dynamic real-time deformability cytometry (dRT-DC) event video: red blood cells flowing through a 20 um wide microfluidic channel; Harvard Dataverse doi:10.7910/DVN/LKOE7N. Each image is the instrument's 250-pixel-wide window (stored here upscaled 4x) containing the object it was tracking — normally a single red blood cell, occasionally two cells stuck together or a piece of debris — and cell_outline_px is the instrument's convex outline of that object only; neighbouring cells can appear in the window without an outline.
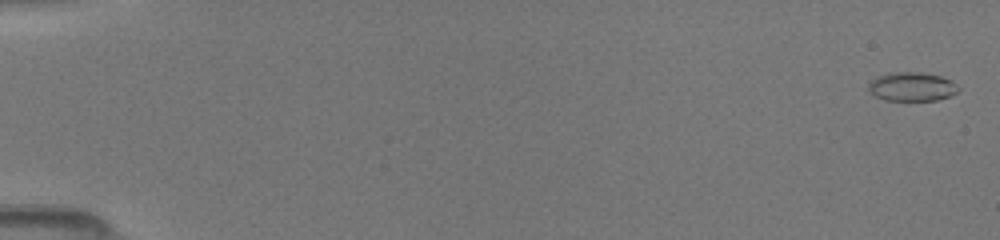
{"species": "common noctule bat (a hibernating species)", "species_latin": "Nyctalus noctula", "temperature_condition": "room temperature", "stored_images_in_passage": 13, "camera_frame_rate_fps": 3000, "um_per_image_px": 0.085, "animal": {"sex": "female", "body_mass_g": 19.5, "forearm_length_mm": 54.1}, "frame": {"image": 1, "passage_image": 1, "time_ms": 0.0, "image_size_px": [1000, 240], "cell_outline_px": [[960, 88], [956, 92], [948, 96], [936, 100], [884, 100], [876, 96], [868, 88], [868, 84], [876, 76], [892, 72], [920, 72], [940, 76], [956, 84]], "centroid_in_image_um": [77.48, 7.36], "position_along_channel_um": 7.5, "area_um2": 14.91}}
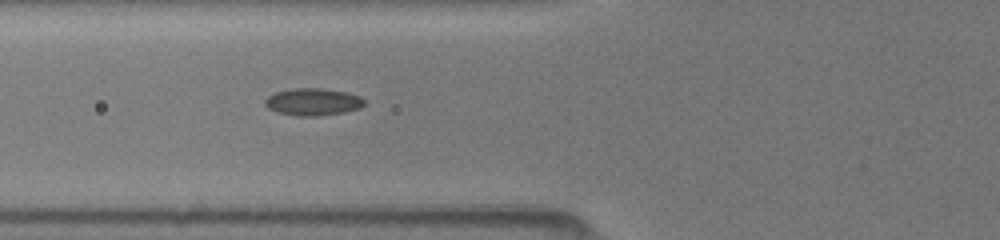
{"frame": {"image": 2, "passage_image": 10, "time_ms": 6.333, "image_size_px": [1000, 240], "cell_outline_px": [[364, 104], [360, 108], [344, 112], [316, 116], [296, 116], [276, 112], [268, 108], [264, 104], [264, 100], [268, 96], [276, 92], [292, 88], [316, 88], [348, 92], [360, 96], [364, 100]], "centroid_in_image_um": [26.58, 8.66], "position_along_channel_um": 99.2, "area_um2": 15.78}}
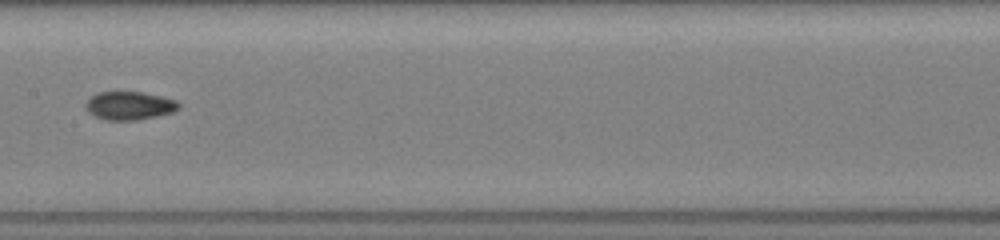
{"frame": {"image": 3, "passage_image": 13, "time_ms": 8.667, "image_size_px": [1000, 240], "cell_outline_px": [[180, 108], [172, 112], [156, 116], [136, 120], [108, 120], [96, 116], [88, 112], [84, 104], [92, 96], [100, 92], [144, 92], [176, 100], [180, 104]], "centroid_in_image_um": [11.01, 8.98], "position_along_channel_um": 196.4, "area_um2": 15.2}}